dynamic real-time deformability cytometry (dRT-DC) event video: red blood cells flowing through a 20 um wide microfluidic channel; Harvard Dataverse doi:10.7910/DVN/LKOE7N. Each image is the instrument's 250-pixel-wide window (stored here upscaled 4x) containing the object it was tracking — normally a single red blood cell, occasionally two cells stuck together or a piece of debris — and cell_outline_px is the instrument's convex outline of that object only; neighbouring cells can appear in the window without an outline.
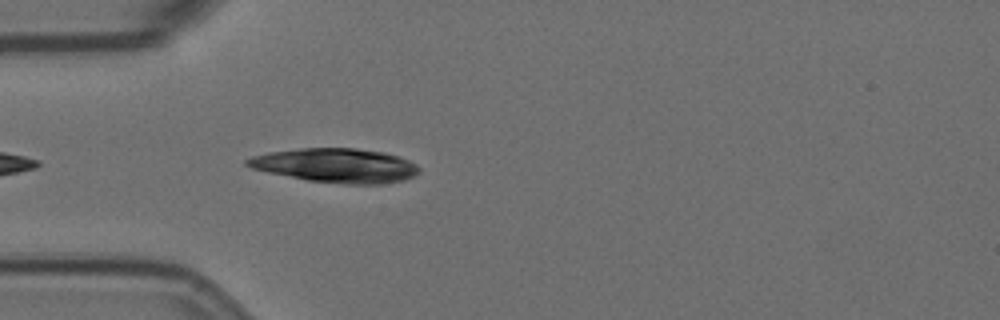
{"species": "Egyptian fruit bat (a non-hibernating species)", "species_latin": "Rousettus aegyptiacus", "temperature_condition": "room temperature", "stored_images_in_passage": 4, "camera_frame_rate_fps": 3000, "um_per_image_px": 0.085, "animal": {"sex": "female"}, "frame": {"image": 1, "passage_image": 4, "time_ms": 3.333, "image_size_px": [1000, 320], "cell_outline_px": [[420, 172], [404, 180], [380, 184], [344, 184], [308, 180], [268, 172], [252, 168], [244, 164], [244, 160], [252, 156], [268, 152], [300, 148], [356, 148], [384, 152], [408, 160], [416, 164], [420, 168]], "centroid_in_image_um": [28.54, 14.06], "position_along_channel_um": 56.5, "area_um2": 34.16}}